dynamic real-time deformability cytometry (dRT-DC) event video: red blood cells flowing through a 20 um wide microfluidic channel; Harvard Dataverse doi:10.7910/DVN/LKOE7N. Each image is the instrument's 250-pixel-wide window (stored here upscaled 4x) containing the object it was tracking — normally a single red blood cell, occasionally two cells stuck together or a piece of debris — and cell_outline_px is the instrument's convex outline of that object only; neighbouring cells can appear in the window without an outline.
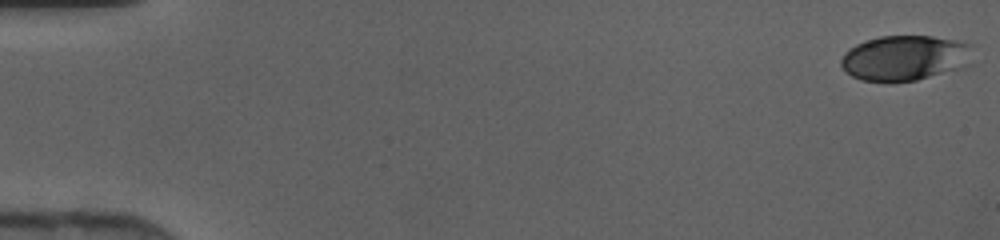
{"species": "human", "species_latin": "Homo sapiens", "temperature_condition": "cold", "stored_images_in_passage": 46, "camera_frame_rate_fps": 3000, "um_per_image_px": 0.085, "donor": {"sex": "female"}, "frame": {"image": 1, "passage_image": 1, "time_ms": 0.0, "image_size_px": [1000, 240], "cell_outline_px": [[972, 64], [964, 68], [916, 80], [892, 84], [860, 80], [852, 76], [840, 64], [840, 60], [856, 44], [864, 40], [880, 36], [932, 36], [956, 40], [972, 44]], "centroid_in_image_um": [76.98, 4.95], "position_along_channel_um": 8.0, "area_um2": 35.43}}
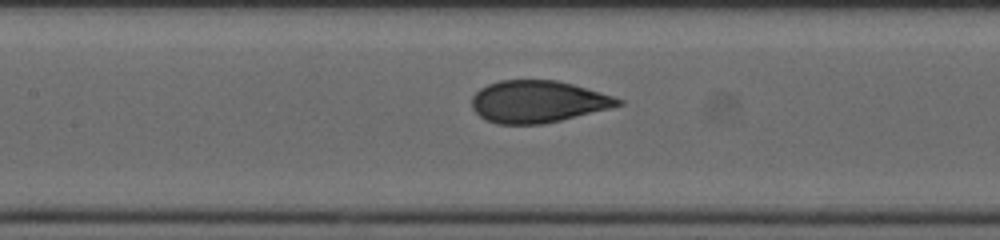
{"frame": {"image": 2, "passage_image": 22, "time_ms": 7.0, "image_size_px": [1000, 240], "cell_outline_px": [[624, 104], [544, 124], [496, 124], [484, 120], [472, 108], [472, 96], [480, 88], [488, 84], [500, 80], [556, 80], [572, 84], [600, 92], [624, 100]], "centroid_in_image_um": [45.67, 8.64], "position_along_channel_um": 161.7, "area_um2": 35.66}}
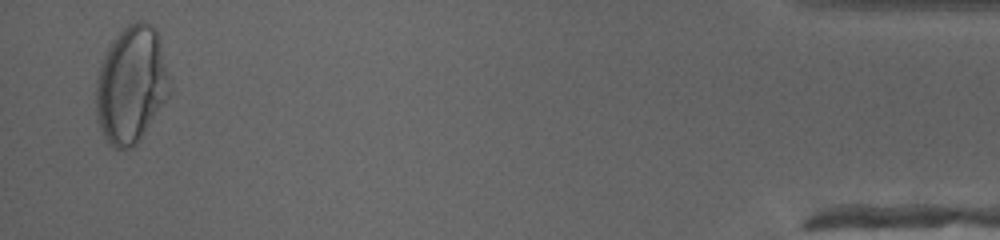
{"frame": {"image": 3, "passage_image": 45, "time_ms": 14.667, "image_size_px": [1000, 240], "cell_outline_px": [[172, 92], [140, 140], [132, 148], [124, 152], [116, 148], [104, 136], [96, 120], [96, 76], [100, 64], [112, 40], [128, 24], [136, 20], [144, 20], [152, 24], [156, 28], [160, 36], [172, 88]], "centroid_in_image_um": [11.19, 7.2], "position_along_channel_um": 424.0, "area_um2": 51.21}}